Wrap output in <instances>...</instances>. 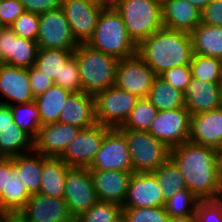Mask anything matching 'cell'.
<instances>
[{"label": "cell", "mask_w": 222, "mask_h": 222, "mask_svg": "<svg viewBox=\"0 0 222 222\" xmlns=\"http://www.w3.org/2000/svg\"><path fill=\"white\" fill-rule=\"evenodd\" d=\"M218 153V150L190 141L171 148V159L179 167L186 188L200 200L222 198Z\"/></svg>", "instance_id": "cell-1"}, {"label": "cell", "mask_w": 222, "mask_h": 222, "mask_svg": "<svg viewBox=\"0 0 222 222\" xmlns=\"http://www.w3.org/2000/svg\"><path fill=\"white\" fill-rule=\"evenodd\" d=\"M137 55L157 76L173 67L190 65L193 56L190 34L162 27L137 45Z\"/></svg>", "instance_id": "cell-2"}, {"label": "cell", "mask_w": 222, "mask_h": 222, "mask_svg": "<svg viewBox=\"0 0 222 222\" xmlns=\"http://www.w3.org/2000/svg\"><path fill=\"white\" fill-rule=\"evenodd\" d=\"M87 45L119 60L137 54V44L128 35L123 19L115 8L101 11L94 34Z\"/></svg>", "instance_id": "cell-3"}, {"label": "cell", "mask_w": 222, "mask_h": 222, "mask_svg": "<svg viewBox=\"0 0 222 222\" xmlns=\"http://www.w3.org/2000/svg\"><path fill=\"white\" fill-rule=\"evenodd\" d=\"M73 56L79 66L83 92L95 95L115 85L119 59L87 44H79Z\"/></svg>", "instance_id": "cell-4"}, {"label": "cell", "mask_w": 222, "mask_h": 222, "mask_svg": "<svg viewBox=\"0 0 222 222\" xmlns=\"http://www.w3.org/2000/svg\"><path fill=\"white\" fill-rule=\"evenodd\" d=\"M115 9L137 45L164 27L162 5L157 0H120Z\"/></svg>", "instance_id": "cell-5"}, {"label": "cell", "mask_w": 222, "mask_h": 222, "mask_svg": "<svg viewBox=\"0 0 222 222\" xmlns=\"http://www.w3.org/2000/svg\"><path fill=\"white\" fill-rule=\"evenodd\" d=\"M120 130L128 143L133 173L154 172L171 158V148L148 131Z\"/></svg>", "instance_id": "cell-6"}, {"label": "cell", "mask_w": 222, "mask_h": 222, "mask_svg": "<svg viewBox=\"0 0 222 222\" xmlns=\"http://www.w3.org/2000/svg\"><path fill=\"white\" fill-rule=\"evenodd\" d=\"M139 98L115 85L94 95L96 122L107 128H120Z\"/></svg>", "instance_id": "cell-7"}, {"label": "cell", "mask_w": 222, "mask_h": 222, "mask_svg": "<svg viewBox=\"0 0 222 222\" xmlns=\"http://www.w3.org/2000/svg\"><path fill=\"white\" fill-rule=\"evenodd\" d=\"M64 189L63 198L74 220L99 201L89 168L70 167Z\"/></svg>", "instance_id": "cell-8"}, {"label": "cell", "mask_w": 222, "mask_h": 222, "mask_svg": "<svg viewBox=\"0 0 222 222\" xmlns=\"http://www.w3.org/2000/svg\"><path fill=\"white\" fill-rule=\"evenodd\" d=\"M38 48L74 51L79 45L61 7L39 14Z\"/></svg>", "instance_id": "cell-9"}, {"label": "cell", "mask_w": 222, "mask_h": 222, "mask_svg": "<svg viewBox=\"0 0 222 222\" xmlns=\"http://www.w3.org/2000/svg\"><path fill=\"white\" fill-rule=\"evenodd\" d=\"M89 170L133 172L128 143L125 134L119 128H110L105 133Z\"/></svg>", "instance_id": "cell-10"}, {"label": "cell", "mask_w": 222, "mask_h": 222, "mask_svg": "<svg viewBox=\"0 0 222 222\" xmlns=\"http://www.w3.org/2000/svg\"><path fill=\"white\" fill-rule=\"evenodd\" d=\"M157 77L146 62L136 54L119 60L115 86L138 98H146Z\"/></svg>", "instance_id": "cell-11"}, {"label": "cell", "mask_w": 222, "mask_h": 222, "mask_svg": "<svg viewBox=\"0 0 222 222\" xmlns=\"http://www.w3.org/2000/svg\"><path fill=\"white\" fill-rule=\"evenodd\" d=\"M190 117L187 108L158 111L148 132L173 148L189 141Z\"/></svg>", "instance_id": "cell-12"}, {"label": "cell", "mask_w": 222, "mask_h": 222, "mask_svg": "<svg viewBox=\"0 0 222 222\" xmlns=\"http://www.w3.org/2000/svg\"><path fill=\"white\" fill-rule=\"evenodd\" d=\"M61 9L78 44H87L94 34L101 11L94 1L61 0Z\"/></svg>", "instance_id": "cell-13"}, {"label": "cell", "mask_w": 222, "mask_h": 222, "mask_svg": "<svg viewBox=\"0 0 222 222\" xmlns=\"http://www.w3.org/2000/svg\"><path fill=\"white\" fill-rule=\"evenodd\" d=\"M109 129L99 123L81 129L60 158L69 167L89 168Z\"/></svg>", "instance_id": "cell-14"}, {"label": "cell", "mask_w": 222, "mask_h": 222, "mask_svg": "<svg viewBox=\"0 0 222 222\" xmlns=\"http://www.w3.org/2000/svg\"><path fill=\"white\" fill-rule=\"evenodd\" d=\"M165 197L152 172L133 173L122 208L160 207Z\"/></svg>", "instance_id": "cell-15"}, {"label": "cell", "mask_w": 222, "mask_h": 222, "mask_svg": "<svg viewBox=\"0 0 222 222\" xmlns=\"http://www.w3.org/2000/svg\"><path fill=\"white\" fill-rule=\"evenodd\" d=\"M36 41L18 37L11 27H0V61L11 66L30 68L35 65Z\"/></svg>", "instance_id": "cell-16"}, {"label": "cell", "mask_w": 222, "mask_h": 222, "mask_svg": "<svg viewBox=\"0 0 222 222\" xmlns=\"http://www.w3.org/2000/svg\"><path fill=\"white\" fill-rule=\"evenodd\" d=\"M80 130L60 122L42 125L34 140V152L45 157H61Z\"/></svg>", "instance_id": "cell-17"}, {"label": "cell", "mask_w": 222, "mask_h": 222, "mask_svg": "<svg viewBox=\"0 0 222 222\" xmlns=\"http://www.w3.org/2000/svg\"><path fill=\"white\" fill-rule=\"evenodd\" d=\"M27 222H75L64 198L32 194L21 211Z\"/></svg>", "instance_id": "cell-18"}, {"label": "cell", "mask_w": 222, "mask_h": 222, "mask_svg": "<svg viewBox=\"0 0 222 222\" xmlns=\"http://www.w3.org/2000/svg\"><path fill=\"white\" fill-rule=\"evenodd\" d=\"M185 106L190 115L222 107V82H204L192 78L184 91Z\"/></svg>", "instance_id": "cell-19"}, {"label": "cell", "mask_w": 222, "mask_h": 222, "mask_svg": "<svg viewBox=\"0 0 222 222\" xmlns=\"http://www.w3.org/2000/svg\"><path fill=\"white\" fill-rule=\"evenodd\" d=\"M0 92L10 102H0V104L12 105V101L17 104H26L34 101L31 91L28 68L11 66L5 63L0 64Z\"/></svg>", "instance_id": "cell-20"}, {"label": "cell", "mask_w": 222, "mask_h": 222, "mask_svg": "<svg viewBox=\"0 0 222 222\" xmlns=\"http://www.w3.org/2000/svg\"><path fill=\"white\" fill-rule=\"evenodd\" d=\"M189 141L219 150L222 144V107L191 115Z\"/></svg>", "instance_id": "cell-21"}, {"label": "cell", "mask_w": 222, "mask_h": 222, "mask_svg": "<svg viewBox=\"0 0 222 222\" xmlns=\"http://www.w3.org/2000/svg\"><path fill=\"white\" fill-rule=\"evenodd\" d=\"M99 201L123 206L133 172L90 170Z\"/></svg>", "instance_id": "cell-22"}, {"label": "cell", "mask_w": 222, "mask_h": 222, "mask_svg": "<svg viewBox=\"0 0 222 222\" xmlns=\"http://www.w3.org/2000/svg\"><path fill=\"white\" fill-rule=\"evenodd\" d=\"M58 122L85 129L94 126L95 100L94 95L81 92H72L62 108Z\"/></svg>", "instance_id": "cell-23"}, {"label": "cell", "mask_w": 222, "mask_h": 222, "mask_svg": "<svg viewBox=\"0 0 222 222\" xmlns=\"http://www.w3.org/2000/svg\"><path fill=\"white\" fill-rule=\"evenodd\" d=\"M161 5L165 28L190 34L201 23V11L187 0H165Z\"/></svg>", "instance_id": "cell-24"}, {"label": "cell", "mask_w": 222, "mask_h": 222, "mask_svg": "<svg viewBox=\"0 0 222 222\" xmlns=\"http://www.w3.org/2000/svg\"><path fill=\"white\" fill-rule=\"evenodd\" d=\"M70 167L60 157L43 156V169L39 194L63 198L66 173Z\"/></svg>", "instance_id": "cell-25"}, {"label": "cell", "mask_w": 222, "mask_h": 222, "mask_svg": "<svg viewBox=\"0 0 222 222\" xmlns=\"http://www.w3.org/2000/svg\"><path fill=\"white\" fill-rule=\"evenodd\" d=\"M33 153L37 157L26 154L11 157V170L20 177L31 195L39 193L43 169V155Z\"/></svg>", "instance_id": "cell-26"}, {"label": "cell", "mask_w": 222, "mask_h": 222, "mask_svg": "<svg viewBox=\"0 0 222 222\" xmlns=\"http://www.w3.org/2000/svg\"><path fill=\"white\" fill-rule=\"evenodd\" d=\"M193 54L222 60V26L200 23L191 33Z\"/></svg>", "instance_id": "cell-27"}, {"label": "cell", "mask_w": 222, "mask_h": 222, "mask_svg": "<svg viewBox=\"0 0 222 222\" xmlns=\"http://www.w3.org/2000/svg\"><path fill=\"white\" fill-rule=\"evenodd\" d=\"M71 93V91L53 84L46 92L34 98L41 125L58 122L62 108Z\"/></svg>", "instance_id": "cell-28"}, {"label": "cell", "mask_w": 222, "mask_h": 222, "mask_svg": "<svg viewBox=\"0 0 222 222\" xmlns=\"http://www.w3.org/2000/svg\"><path fill=\"white\" fill-rule=\"evenodd\" d=\"M22 149H26V152L27 150L34 152V140L14 121L11 125L0 126V157L11 158L23 155Z\"/></svg>", "instance_id": "cell-29"}, {"label": "cell", "mask_w": 222, "mask_h": 222, "mask_svg": "<svg viewBox=\"0 0 222 222\" xmlns=\"http://www.w3.org/2000/svg\"><path fill=\"white\" fill-rule=\"evenodd\" d=\"M158 111L186 108L184 93L158 76L147 97Z\"/></svg>", "instance_id": "cell-30"}, {"label": "cell", "mask_w": 222, "mask_h": 222, "mask_svg": "<svg viewBox=\"0 0 222 222\" xmlns=\"http://www.w3.org/2000/svg\"><path fill=\"white\" fill-rule=\"evenodd\" d=\"M30 197L20 177L11 170V158H8L7 193L0 195V209L4 212H21Z\"/></svg>", "instance_id": "cell-31"}, {"label": "cell", "mask_w": 222, "mask_h": 222, "mask_svg": "<svg viewBox=\"0 0 222 222\" xmlns=\"http://www.w3.org/2000/svg\"><path fill=\"white\" fill-rule=\"evenodd\" d=\"M74 55V51H66L63 49H46L39 48L35 66L50 79H60V71L62 66Z\"/></svg>", "instance_id": "cell-32"}, {"label": "cell", "mask_w": 222, "mask_h": 222, "mask_svg": "<svg viewBox=\"0 0 222 222\" xmlns=\"http://www.w3.org/2000/svg\"><path fill=\"white\" fill-rule=\"evenodd\" d=\"M9 107L12 111L13 121L20 129H22L33 140H35L38 135L39 129L42 126L38 107L35 101L17 105L13 103Z\"/></svg>", "instance_id": "cell-33"}, {"label": "cell", "mask_w": 222, "mask_h": 222, "mask_svg": "<svg viewBox=\"0 0 222 222\" xmlns=\"http://www.w3.org/2000/svg\"><path fill=\"white\" fill-rule=\"evenodd\" d=\"M158 109L146 98H139L127 121L119 129L148 131L155 120Z\"/></svg>", "instance_id": "cell-34"}, {"label": "cell", "mask_w": 222, "mask_h": 222, "mask_svg": "<svg viewBox=\"0 0 222 222\" xmlns=\"http://www.w3.org/2000/svg\"><path fill=\"white\" fill-rule=\"evenodd\" d=\"M152 173L156 176L165 199L186 188L181 171L171 158Z\"/></svg>", "instance_id": "cell-35"}, {"label": "cell", "mask_w": 222, "mask_h": 222, "mask_svg": "<svg viewBox=\"0 0 222 222\" xmlns=\"http://www.w3.org/2000/svg\"><path fill=\"white\" fill-rule=\"evenodd\" d=\"M189 66L192 78L204 82H222V60L219 58L193 54Z\"/></svg>", "instance_id": "cell-36"}, {"label": "cell", "mask_w": 222, "mask_h": 222, "mask_svg": "<svg viewBox=\"0 0 222 222\" xmlns=\"http://www.w3.org/2000/svg\"><path fill=\"white\" fill-rule=\"evenodd\" d=\"M199 201L200 199L190 190L184 188L183 190L177 191L173 196L166 198L164 209L171 219L188 217L196 213V207Z\"/></svg>", "instance_id": "cell-37"}, {"label": "cell", "mask_w": 222, "mask_h": 222, "mask_svg": "<svg viewBox=\"0 0 222 222\" xmlns=\"http://www.w3.org/2000/svg\"><path fill=\"white\" fill-rule=\"evenodd\" d=\"M122 216V206L98 201L82 213L75 222H116Z\"/></svg>", "instance_id": "cell-38"}, {"label": "cell", "mask_w": 222, "mask_h": 222, "mask_svg": "<svg viewBox=\"0 0 222 222\" xmlns=\"http://www.w3.org/2000/svg\"><path fill=\"white\" fill-rule=\"evenodd\" d=\"M125 222H171L164 206L144 208H122Z\"/></svg>", "instance_id": "cell-39"}, {"label": "cell", "mask_w": 222, "mask_h": 222, "mask_svg": "<svg viewBox=\"0 0 222 222\" xmlns=\"http://www.w3.org/2000/svg\"><path fill=\"white\" fill-rule=\"evenodd\" d=\"M54 84L71 92L82 91L79 66L74 56L62 66L60 79H55Z\"/></svg>", "instance_id": "cell-40"}, {"label": "cell", "mask_w": 222, "mask_h": 222, "mask_svg": "<svg viewBox=\"0 0 222 222\" xmlns=\"http://www.w3.org/2000/svg\"><path fill=\"white\" fill-rule=\"evenodd\" d=\"M39 14L25 12L21 14L14 23L10 26L18 37L28 40H37Z\"/></svg>", "instance_id": "cell-41"}, {"label": "cell", "mask_w": 222, "mask_h": 222, "mask_svg": "<svg viewBox=\"0 0 222 222\" xmlns=\"http://www.w3.org/2000/svg\"><path fill=\"white\" fill-rule=\"evenodd\" d=\"M198 222H222V198L200 200L195 213Z\"/></svg>", "instance_id": "cell-42"}, {"label": "cell", "mask_w": 222, "mask_h": 222, "mask_svg": "<svg viewBox=\"0 0 222 222\" xmlns=\"http://www.w3.org/2000/svg\"><path fill=\"white\" fill-rule=\"evenodd\" d=\"M160 77L164 81L172 85L175 89H178L183 93L192 79L191 69L189 65L173 67L162 73Z\"/></svg>", "instance_id": "cell-43"}, {"label": "cell", "mask_w": 222, "mask_h": 222, "mask_svg": "<svg viewBox=\"0 0 222 222\" xmlns=\"http://www.w3.org/2000/svg\"><path fill=\"white\" fill-rule=\"evenodd\" d=\"M26 12L20 0H1L0 27H10L16 18Z\"/></svg>", "instance_id": "cell-44"}, {"label": "cell", "mask_w": 222, "mask_h": 222, "mask_svg": "<svg viewBox=\"0 0 222 222\" xmlns=\"http://www.w3.org/2000/svg\"><path fill=\"white\" fill-rule=\"evenodd\" d=\"M28 74L31 91L34 97L46 92L54 84L50 76L43 74L35 65L28 68Z\"/></svg>", "instance_id": "cell-45"}, {"label": "cell", "mask_w": 222, "mask_h": 222, "mask_svg": "<svg viewBox=\"0 0 222 222\" xmlns=\"http://www.w3.org/2000/svg\"><path fill=\"white\" fill-rule=\"evenodd\" d=\"M201 23L222 26V0H211L201 11Z\"/></svg>", "instance_id": "cell-46"}, {"label": "cell", "mask_w": 222, "mask_h": 222, "mask_svg": "<svg viewBox=\"0 0 222 222\" xmlns=\"http://www.w3.org/2000/svg\"><path fill=\"white\" fill-rule=\"evenodd\" d=\"M26 12L42 14L61 7V0H20Z\"/></svg>", "instance_id": "cell-47"}, {"label": "cell", "mask_w": 222, "mask_h": 222, "mask_svg": "<svg viewBox=\"0 0 222 222\" xmlns=\"http://www.w3.org/2000/svg\"><path fill=\"white\" fill-rule=\"evenodd\" d=\"M8 158L0 157V195L7 193Z\"/></svg>", "instance_id": "cell-48"}, {"label": "cell", "mask_w": 222, "mask_h": 222, "mask_svg": "<svg viewBox=\"0 0 222 222\" xmlns=\"http://www.w3.org/2000/svg\"><path fill=\"white\" fill-rule=\"evenodd\" d=\"M13 115L9 105L0 104V126L11 125Z\"/></svg>", "instance_id": "cell-49"}, {"label": "cell", "mask_w": 222, "mask_h": 222, "mask_svg": "<svg viewBox=\"0 0 222 222\" xmlns=\"http://www.w3.org/2000/svg\"><path fill=\"white\" fill-rule=\"evenodd\" d=\"M0 222H27V220L21 212H4Z\"/></svg>", "instance_id": "cell-50"}, {"label": "cell", "mask_w": 222, "mask_h": 222, "mask_svg": "<svg viewBox=\"0 0 222 222\" xmlns=\"http://www.w3.org/2000/svg\"><path fill=\"white\" fill-rule=\"evenodd\" d=\"M94 2L101 8L109 9L116 8L120 0H94Z\"/></svg>", "instance_id": "cell-51"}, {"label": "cell", "mask_w": 222, "mask_h": 222, "mask_svg": "<svg viewBox=\"0 0 222 222\" xmlns=\"http://www.w3.org/2000/svg\"><path fill=\"white\" fill-rule=\"evenodd\" d=\"M190 2L193 6L198 8L200 11H202L211 0H187Z\"/></svg>", "instance_id": "cell-52"}, {"label": "cell", "mask_w": 222, "mask_h": 222, "mask_svg": "<svg viewBox=\"0 0 222 222\" xmlns=\"http://www.w3.org/2000/svg\"><path fill=\"white\" fill-rule=\"evenodd\" d=\"M171 222H198L196 215H191L188 217H180V218H173Z\"/></svg>", "instance_id": "cell-53"}, {"label": "cell", "mask_w": 222, "mask_h": 222, "mask_svg": "<svg viewBox=\"0 0 222 222\" xmlns=\"http://www.w3.org/2000/svg\"><path fill=\"white\" fill-rule=\"evenodd\" d=\"M218 177L222 185V152L218 153Z\"/></svg>", "instance_id": "cell-54"}, {"label": "cell", "mask_w": 222, "mask_h": 222, "mask_svg": "<svg viewBox=\"0 0 222 222\" xmlns=\"http://www.w3.org/2000/svg\"><path fill=\"white\" fill-rule=\"evenodd\" d=\"M116 222H125L123 217L121 216Z\"/></svg>", "instance_id": "cell-55"}, {"label": "cell", "mask_w": 222, "mask_h": 222, "mask_svg": "<svg viewBox=\"0 0 222 222\" xmlns=\"http://www.w3.org/2000/svg\"><path fill=\"white\" fill-rule=\"evenodd\" d=\"M3 214H4V211H2V210L0 209V220H1V217H2Z\"/></svg>", "instance_id": "cell-56"}, {"label": "cell", "mask_w": 222, "mask_h": 222, "mask_svg": "<svg viewBox=\"0 0 222 222\" xmlns=\"http://www.w3.org/2000/svg\"><path fill=\"white\" fill-rule=\"evenodd\" d=\"M218 152H222V144H221V146H220Z\"/></svg>", "instance_id": "cell-57"}, {"label": "cell", "mask_w": 222, "mask_h": 222, "mask_svg": "<svg viewBox=\"0 0 222 222\" xmlns=\"http://www.w3.org/2000/svg\"><path fill=\"white\" fill-rule=\"evenodd\" d=\"M158 2H160L161 4L165 1V0H157Z\"/></svg>", "instance_id": "cell-58"}]
</instances>
